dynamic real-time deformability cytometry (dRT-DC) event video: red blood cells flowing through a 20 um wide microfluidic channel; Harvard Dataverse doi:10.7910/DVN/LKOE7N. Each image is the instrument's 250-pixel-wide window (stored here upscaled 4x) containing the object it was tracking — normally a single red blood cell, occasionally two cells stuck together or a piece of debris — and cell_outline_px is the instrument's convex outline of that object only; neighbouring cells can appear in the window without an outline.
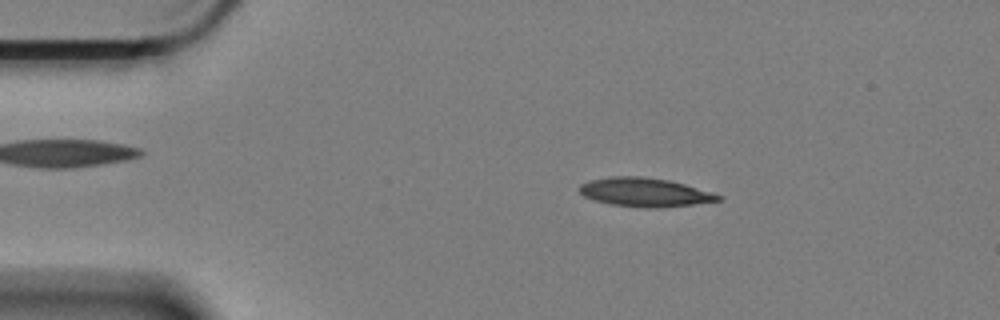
{"species": "Egyptian fruit bat (a non-hibernating species)", "species_latin": "Rousettus aegyptiacus", "temperature_condition": "cold", "stored_images_in_passage": 44, "camera_frame_rate_fps": 3000, "um_per_image_px": 0.085, "animal": {"sex": "female"}, "frame": {"image": 1, "passage_image": 6, "time_ms": 1.667, "image_size_px": [1000, 320], "cell_outline_px": [[724, 196], [720, 200], [692, 204], [656, 208], [644, 208], [612, 204], [596, 200], [584, 196], [576, 188], [580, 184], [588, 180], [608, 176], [640, 176], [668, 180], [684, 184], [712, 192]], "centroid_in_image_um": [54.76, 16.33], "position_along_channel_um": 30.2, "area_um2": 23.24}}
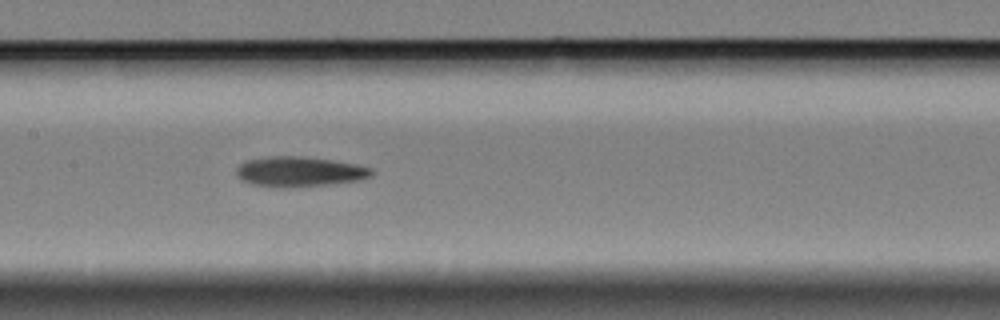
{"frame": {"image": 2, "passage_image": 24, "time_ms": 7.667, "image_size_px": [1000, 320], "cell_outline_px": [[376, 172], [372, 176], [356, 180], [328, 184], [252, 184], [236, 176], [236, 168], [240, 164], [248, 160], [272, 156], [300, 156], [332, 160], [356, 164], [372, 168]], "centroid_in_image_um": [25.51, 14.53], "position_along_channel_um": 181.9, "area_um2": 22.43}}
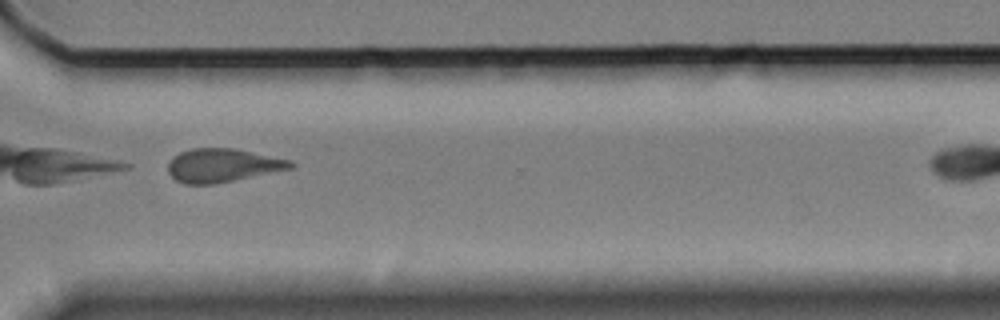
{"frame": {"image": 3, "passage_image": 39, "time_ms": 12.667, "image_size_px": [1000, 320], "cell_outline_px": [[296, 164], [292, 168], [212, 184], [184, 184], [176, 180], [168, 172], [168, 164], [172, 156], [180, 152], [192, 148], [236, 148], [292, 160]], "centroid_in_image_um": [18.91, 14.04], "position_along_channel_um": 351.7, "area_um2": 23.87}}